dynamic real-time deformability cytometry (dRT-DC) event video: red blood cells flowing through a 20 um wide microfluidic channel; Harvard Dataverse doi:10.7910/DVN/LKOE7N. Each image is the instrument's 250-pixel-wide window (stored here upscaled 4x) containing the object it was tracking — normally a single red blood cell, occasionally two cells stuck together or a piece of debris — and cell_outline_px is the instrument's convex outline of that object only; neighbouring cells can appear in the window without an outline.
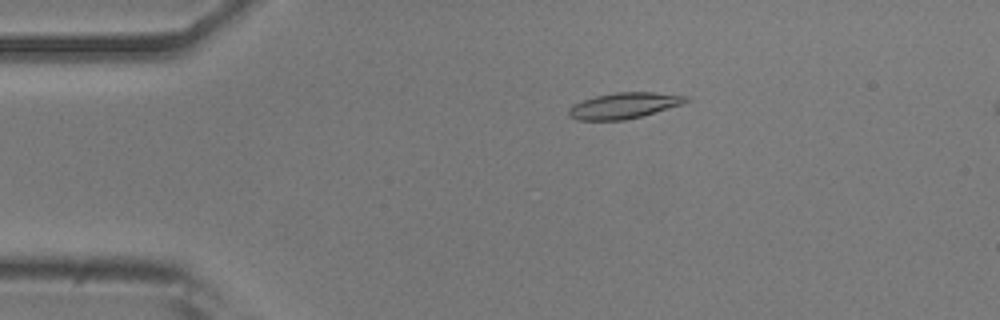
{"species": "common noctule bat (a hibernating species)", "species_latin": "Nyctalus noctula", "temperature_condition": "room temperature", "stored_images_in_passage": 25, "camera_frame_rate_fps": 3000, "um_per_image_px": 0.085, "animal": {"sex": "male", "body_mass_g": 20.5, "forearm_length_mm": 52.5}, "frame": {"image": 1, "passage_image": 10, "time_ms": 3.0, "image_size_px": [1000, 320], "cell_outline_px": [[692, 100], [684, 104], [640, 116], [624, 120], [576, 120], [568, 116], [568, 108], [572, 104], [596, 96], [616, 92], [656, 92], [688, 96]], "centroid_in_image_um": [53.05, 8.97], "position_along_channel_um": 31.9, "area_um2": 17.8}}
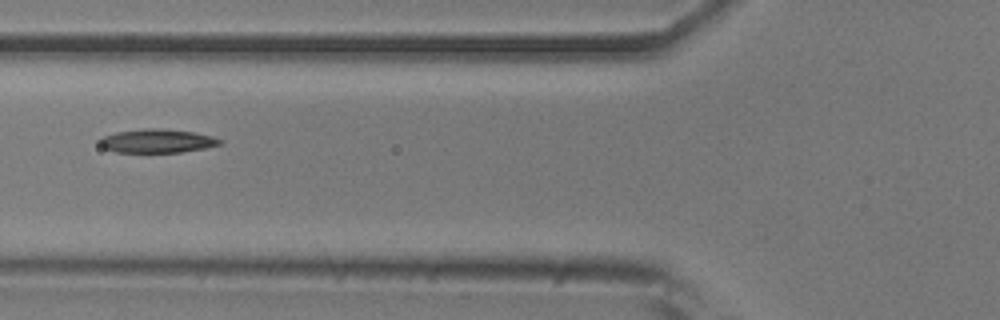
{"frame": {"image": 2, "passage_image": 20, "time_ms": 6.333, "image_size_px": [1000, 320], "cell_outline_px": [[224, 144], [204, 148], [180, 152], [116, 152], [104, 148], [100, 144], [100, 140], [104, 136], [116, 132], [144, 128], [156, 128], [196, 132], [212, 136], [224, 140]], "centroid_in_image_um": [13.42, 11.97], "position_along_channel_um": 112.4, "area_um2": 16.59}}
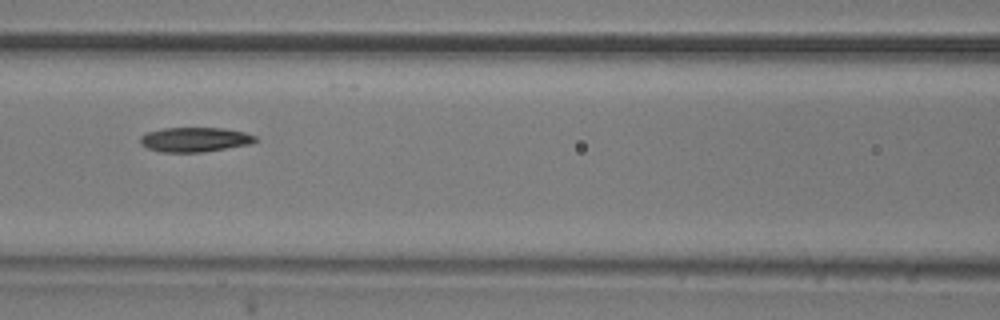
{"frame": {"image": 3, "passage_image": 23, "time_ms": 7.333, "image_size_px": [1000, 320], "cell_outline_px": [[260, 140], [248, 144], [204, 152], [160, 152], [148, 148], [140, 144], [140, 136], [148, 132], [164, 128], [224, 128], [244, 132], [256, 136]], "centroid_in_image_um": [16.56, 11.86], "position_along_channel_um": 150.0, "area_um2": 16.47}}